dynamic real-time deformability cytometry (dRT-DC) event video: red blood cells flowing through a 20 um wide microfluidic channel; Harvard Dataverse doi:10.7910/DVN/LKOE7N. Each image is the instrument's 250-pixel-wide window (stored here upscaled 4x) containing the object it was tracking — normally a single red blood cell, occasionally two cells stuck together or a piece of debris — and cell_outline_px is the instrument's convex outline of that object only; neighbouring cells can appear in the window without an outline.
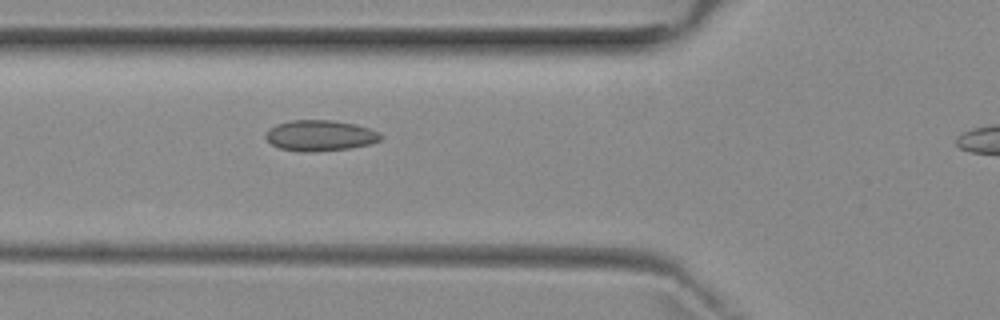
{"species": "common noctule bat (a hibernating species)", "species_latin": "Nyctalus noctula", "temperature_condition": "room temperature", "stored_images_in_passage": 3, "camera_frame_rate_fps": 3000, "um_per_image_px": 0.085, "animal": {"sex": "female", "body_mass_g": 29.2, "forearm_length_mm": 56.3}, "frame": {"image": 1, "passage_image": 2, "time_ms": 1.0, "image_size_px": [1000, 320], "cell_outline_px": [[384, 136], [380, 140], [372, 144], [348, 148], [312, 152], [304, 152], [280, 148], [272, 144], [264, 136], [276, 124], [288, 120], [332, 120], [356, 124], [380, 132]], "centroid_in_image_um": [27.25, 11.52], "position_along_channel_um": 98.6, "area_um2": 20.63}}